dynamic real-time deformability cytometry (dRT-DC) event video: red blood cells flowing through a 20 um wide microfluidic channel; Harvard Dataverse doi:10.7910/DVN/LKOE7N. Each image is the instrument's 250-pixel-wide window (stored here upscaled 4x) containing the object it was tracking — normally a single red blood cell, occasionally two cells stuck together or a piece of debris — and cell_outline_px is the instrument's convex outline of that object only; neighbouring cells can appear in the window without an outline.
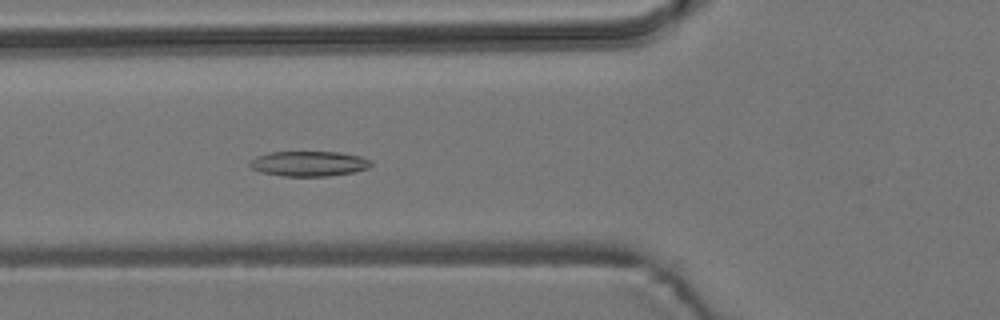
{"species": "common noctule bat (a hibernating species)", "species_latin": "Nyctalus noctula", "temperature_condition": "room temperature", "stored_images_in_passage": 56, "camera_frame_rate_fps": 3000, "um_per_image_px": 0.085, "animal": {"sex": "male", "body_mass_g": 19.2, "forearm_length_mm": 51.8}, "frame": {"image": 1, "passage_image": 21, "time_ms": 6.667, "image_size_px": [1000, 320], "cell_outline_px": [[372, 164], [368, 168], [352, 172], [328, 176], [284, 176], [260, 172], [252, 168], [248, 164], [252, 160], [268, 152], [340, 152], [360, 156], [372, 160]], "centroid_in_image_um": [26.28, 13.91], "position_along_channel_um": 99.5, "area_um2": 17.63}}
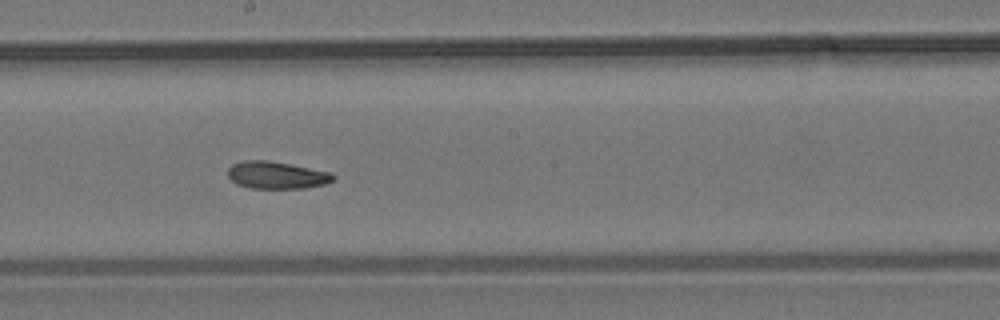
{"frame": {"image": 2, "passage_image": 31, "time_ms": 10.0, "image_size_px": [1000, 320], "cell_outline_px": [[336, 180], [324, 184], [304, 188], [252, 188], [236, 184], [228, 176], [228, 168], [232, 164], [244, 160], [268, 160], [332, 172], [336, 176]], "centroid_in_image_um": [23.53, 14.88], "position_along_channel_um": 224.7, "area_um2": 16.82}}
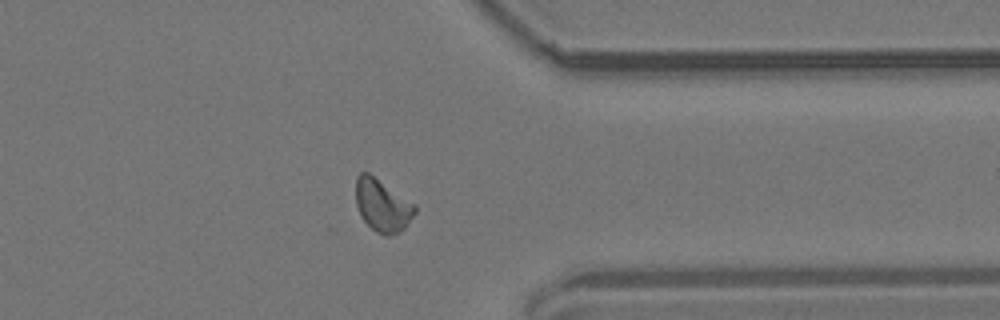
{"frame": {"image": 3, "passage_image": 44, "time_ms": 14.333, "image_size_px": [1000, 320], "cell_outline_px": [[416, 212], [404, 228], [400, 232], [388, 236], [384, 236], [376, 232], [360, 216], [356, 204], [356, 176], [360, 172], [368, 172], [416, 204]], "centroid_in_image_um": [32.5, 17.46], "position_along_channel_um": 378.9, "area_um2": 18.15}, "authors_computed_cell_mechanics": {"area_um2": 17.5134, "velocity_mm_per_s": 3.7549, "shape_relaxation_time_tau1_ms": null, "shape_relaxation_time_tau2_ms": 4.9755, "deformation_change_tau1": null, "deformation_change_tau2": 0.1131}}